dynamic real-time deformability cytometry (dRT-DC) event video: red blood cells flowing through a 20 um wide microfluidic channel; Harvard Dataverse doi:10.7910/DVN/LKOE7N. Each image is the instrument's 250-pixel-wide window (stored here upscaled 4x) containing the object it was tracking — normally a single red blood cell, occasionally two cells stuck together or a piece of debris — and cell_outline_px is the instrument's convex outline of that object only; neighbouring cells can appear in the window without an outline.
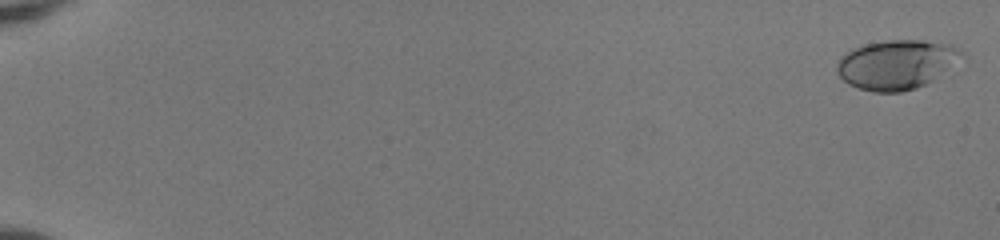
{"species": "human", "species_latin": "Homo sapiens", "temperature_condition": "room temperature", "stored_images_in_passage": 52, "camera_frame_rate_fps": 3000, "um_per_image_px": 0.085, "donor": {"sex": "female"}, "frame": {"image": 1, "passage_image": 1, "time_ms": 0.0, "image_size_px": [1000, 240], "cell_outline_px": [[964, 56], [932, 80], [916, 88], [900, 92], [872, 92], [848, 84], [836, 72], [836, 64], [840, 56], [852, 48], [864, 44], [888, 40], [924, 40], [952, 44], [964, 52]], "centroid_in_image_um": [76.17, 5.46], "position_along_channel_um": 8.8, "area_um2": 35.89}}
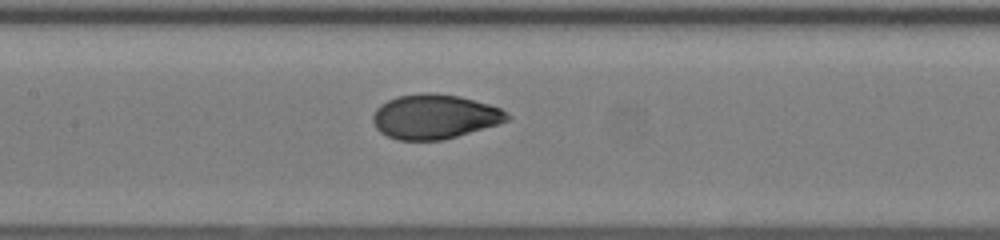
{"frame": {"image": 2, "passage_image": 28, "time_ms": 9.0, "image_size_px": [1000, 240], "cell_outline_px": [[512, 120], [444, 140], [396, 140], [380, 132], [376, 128], [372, 120], [372, 116], [376, 108], [380, 104], [396, 96], [424, 92], [432, 92], [460, 96], [488, 104], [500, 108], [512, 116]], "centroid_in_image_um": [36.94, 9.91], "position_along_channel_um": 170.5, "area_um2": 35.14}}
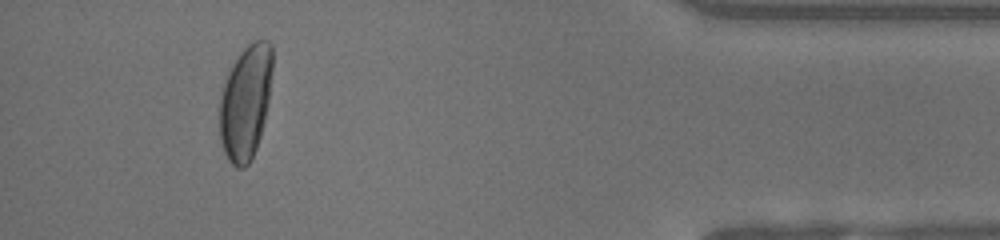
{"frame": {"image": 3, "passage_image": 49, "time_ms": 16.0, "image_size_px": [1000, 240], "cell_outline_px": [[272, 72], [268, 100], [264, 120], [260, 136], [256, 148], [248, 164], [244, 168], [236, 168], [228, 160], [224, 152], [220, 140], [220, 92], [224, 80], [232, 64], [240, 52], [252, 40], [268, 40], [272, 44]], "centroid_in_image_um": [20.86, 8.65], "position_along_channel_um": 414.3, "area_um2": 35.37}, "authors_computed_cell_mechanics": {"area_um2": 34.391, "velocity_mm_per_s": 4.1111, "shape_relaxation_time_tau1_ms": 4.3718, "shape_relaxation_time_tau2_ms": null, "deformation_change_tau1": 0.2218, "deformation_change_tau2": null}}